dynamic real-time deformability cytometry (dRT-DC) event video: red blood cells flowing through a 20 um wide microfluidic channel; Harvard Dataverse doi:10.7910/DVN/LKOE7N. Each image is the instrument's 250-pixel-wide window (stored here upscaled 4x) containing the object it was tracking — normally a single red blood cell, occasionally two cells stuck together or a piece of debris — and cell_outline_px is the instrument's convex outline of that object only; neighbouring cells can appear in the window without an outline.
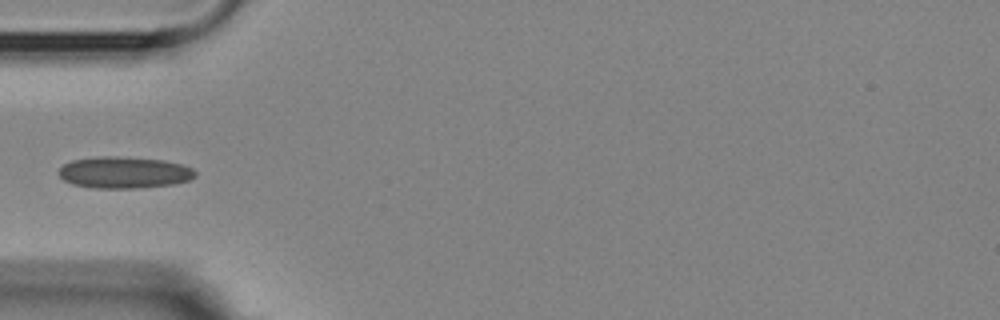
{"species": "Egyptian fruit bat (a non-hibernating species)", "species_latin": "Rousettus aegyptiacus", "temperature_condition": "room temperature", "stored_images_in_passage": 6, "camera_frame_rate_fps": 3000, "um_per_image_px": 0.085, "animal": {"sex": "female"}, "frame": {"image": 1, "passage_image": 6, "time_ms": 5.667, "image_size_px": [1000, 320], "cell_outline_px": [[196, 176], [188, 180], [172, 184], [136, 188], [96, 188], [72, 184], [64, 180], [56, 172], [64, 164], [72, 160], [96, 156], [116, 156], [164, 160], [184, 164], [192, 168], [196, 172]], "centroid_in_image_um": [10.54, 14.65], "position_along_channel_um": 74.5, "area_um2": 25.26}}